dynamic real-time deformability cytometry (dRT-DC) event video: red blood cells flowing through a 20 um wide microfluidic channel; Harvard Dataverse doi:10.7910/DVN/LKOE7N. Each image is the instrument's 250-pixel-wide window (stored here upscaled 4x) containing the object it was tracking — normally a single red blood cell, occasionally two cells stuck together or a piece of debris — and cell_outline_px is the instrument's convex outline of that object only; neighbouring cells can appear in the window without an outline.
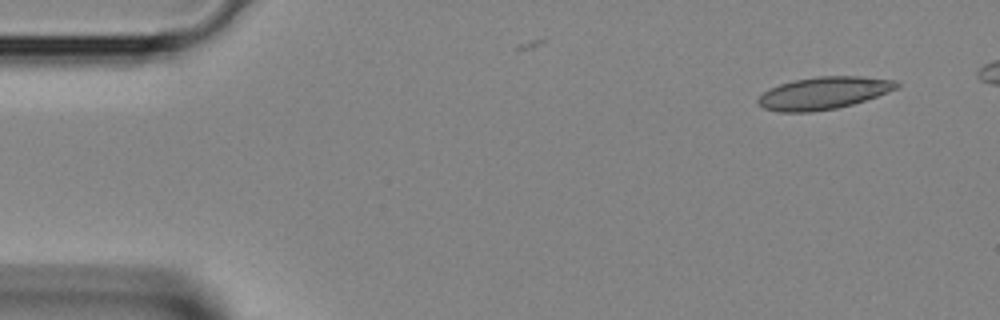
{"species": "Egyptian fruit bat (a non-hibernating species)", "species_latin": "Rousettus aegyptiacus", "temperature_condition": "room temperature", "stored_images_in_passage": 3, "camera_frame_rate_fps": 3000, "um_per_image_px": 0.085, "animal": {"sex": "female"}, "frame": {"image": 1, "passage_image": 1, "time_ms": 0.0, "image_size_px": [1000, 320], "cell_outline_px": [[900, 88], [852, 104], [836, 108], [812, 112], [780, 112], [764, 108], [756, 104], [756, 100], [768, 88], [792, 80], [816, 76], [860, 76], [896, 80], [900, 84]], "centroid_in_image_um": [69.99, 7.9], "position_along_channel_um": 15.0, "area_um2": 26.3}}